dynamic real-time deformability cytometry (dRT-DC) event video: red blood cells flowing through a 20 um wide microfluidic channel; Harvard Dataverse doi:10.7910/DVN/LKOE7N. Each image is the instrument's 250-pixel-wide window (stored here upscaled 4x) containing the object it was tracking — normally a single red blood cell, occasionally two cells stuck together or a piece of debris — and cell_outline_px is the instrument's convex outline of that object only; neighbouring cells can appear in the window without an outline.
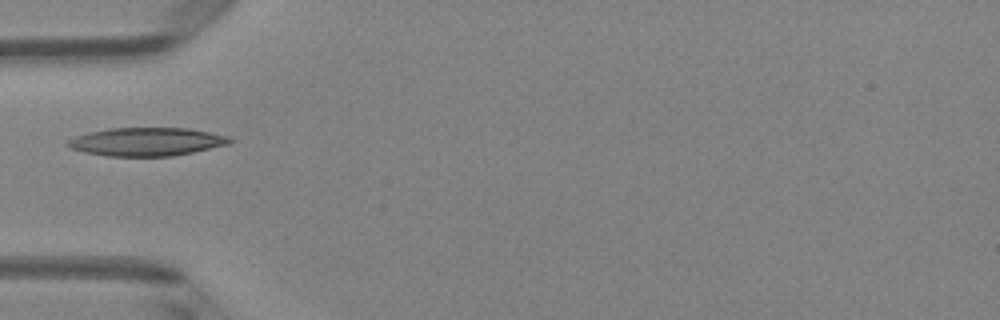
{"species": "Egyptian fruit bat (a non-hibernating species)", "species_latin": "Rousettus aegyptiacus", "temperature_condition": "room temperature", "stored_images_in_passage": 7, "camera_frame_rate_fps": 3000, "um_per_image_px": 0.085, "animal": {"sex": "female"}, "frame": {"image": 1, "passage_image": 1, "time_ms": 0.0, "image_size_px": [1000, 320], "cell_outline_px": [[236, 140], [228, 144], [192, 152], [172, 156], [104, 156], [84, 152], [68, 148], [64, 144], [68, 140], [76, 136], [108, 128], [188, 128], [228, 136]], "centroid_in_image_um": [12.44, 12.05], "position_along_channel_um": 72.6, "area_um2": 26.7}}
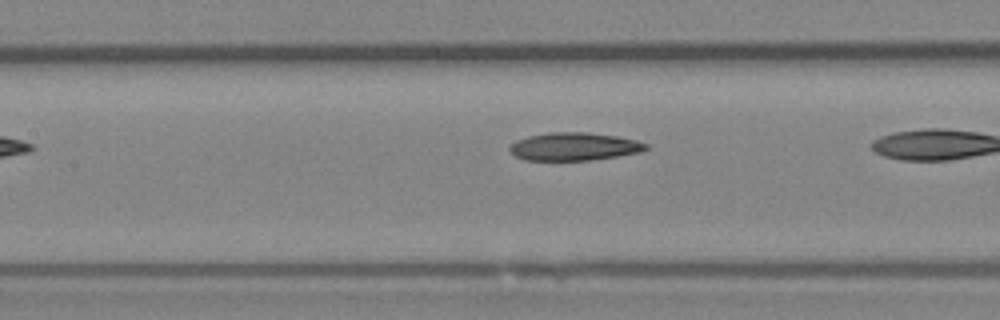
{"frame": {"image": 2, "passage_image": 5, "time_ms": 1.333, "image_size_px": [1000, 320], "cell_outline_px": [[648, 148], [640, 152], [592, 160], [524, 160], [516, 156], [508, 148], [516, 140], [528, 136], [548, 132], [588, 132], [616, 136], [636, 140], [648, 144]], "centroid_in_image_um": [48.8, 12.45], "position_along_channel_um": 158.6, "area_um2": 22.14}}